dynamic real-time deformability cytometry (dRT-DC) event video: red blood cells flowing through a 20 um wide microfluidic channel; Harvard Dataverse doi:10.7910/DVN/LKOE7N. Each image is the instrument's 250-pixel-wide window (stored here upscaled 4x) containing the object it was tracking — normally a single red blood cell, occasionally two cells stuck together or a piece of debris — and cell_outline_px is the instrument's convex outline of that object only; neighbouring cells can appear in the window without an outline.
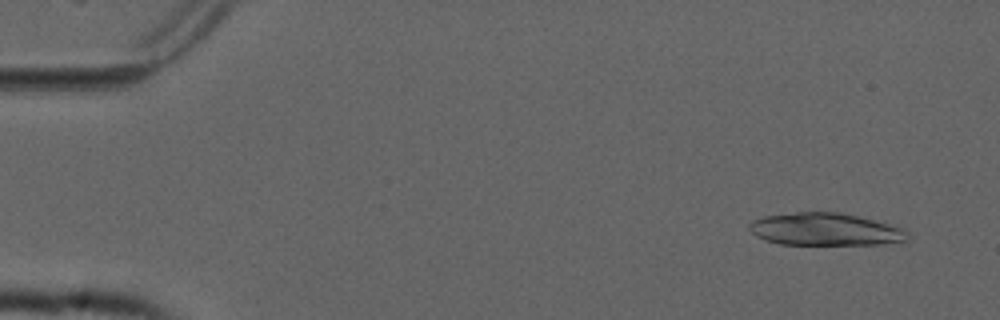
{"species": "common noctule bat (a hibernating species)", "species_latin": "Nyctalus noctula", "temperature_condition": "cold", "stored_images_in_passage": 40, "segment_of_instrument_passage": [1, 2], "camera_frame_rate_fps": 3000, "um_per_image_px": 0.085, "animal": {"sex": "male", "forearm_length_mm": 52.5}, "frame": {"image": 1, "passage_image": 4, "time_ms": 1.0, "image_size_px": [1000, 320], "cell_outline_px": [[908, 244], [780, 244], [764, 240], [756, 236], [748, 228], [748, 224], [752, 220], [764, 216], [796, 212], [840, 212], [904, 228], [908, 232]], "centroid_in_image_um": [70.19, 19.51], "position_along_channel_um": 14.8, "area_um2": 30.23}}